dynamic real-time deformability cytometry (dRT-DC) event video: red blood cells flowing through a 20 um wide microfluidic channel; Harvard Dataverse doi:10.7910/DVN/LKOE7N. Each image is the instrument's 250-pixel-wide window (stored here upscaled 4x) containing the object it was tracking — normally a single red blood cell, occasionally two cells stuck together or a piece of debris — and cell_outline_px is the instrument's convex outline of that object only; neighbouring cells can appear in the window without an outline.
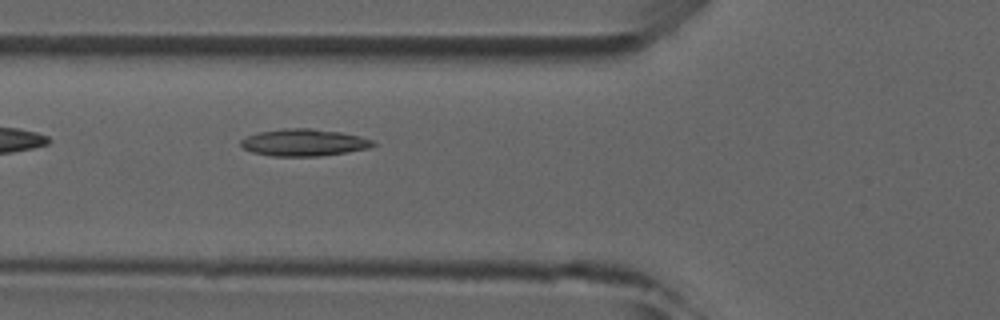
{"species": "common noctule bat (a hibernating species)", "species_latin": "Nyctalus noctula", "temperature_condition": "room temperature", "stored_images_in_passage": 5, "camera_frame_rate_fps": 3000, "um_per_image_px": 0.085, "animal": {"sex": "male", "forearm_length_mm": 52.5}, "frame": {"image": 1, "passage_image": 5, "time_ms": 5.667, "image_size_px": [1000, 320], "cell_outline_px": [[376, 144], [368, 148], [348, 152], [320, 156], [272, 156], [252, 152], [244, 148], [240, 144], [240, 140], [248, 136], [260, 132], [284, 128], [312, 128], [340, 132], [360, 136], [372, 140]], "centroid_in_image_um": [25.84, 12.11], "position_along_channel_um": 100.0, "area_um2": 20.75}}